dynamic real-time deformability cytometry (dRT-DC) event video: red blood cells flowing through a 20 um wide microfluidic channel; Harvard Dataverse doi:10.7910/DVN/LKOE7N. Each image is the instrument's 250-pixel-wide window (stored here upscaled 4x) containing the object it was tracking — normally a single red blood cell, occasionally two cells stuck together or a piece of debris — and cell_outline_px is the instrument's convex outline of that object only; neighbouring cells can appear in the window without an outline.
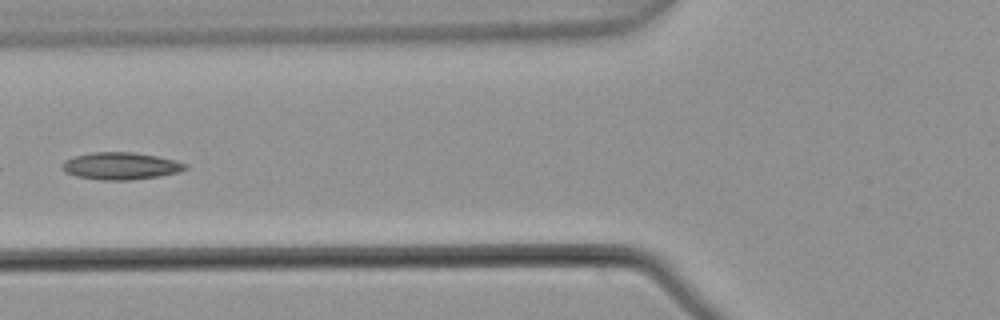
{"species": "common noctule bat (a hibernating species)", "species_latin": "Nyctalus noctula", "temperature_condition": "warm", "stored_images_in_passage": 6, "camera_frame_rate_fps": 3000, "um_per_image_px": 0.085, "animal": {"sex": "male", "body_mass_g": 21.5, "forearm_length_mm": 52.0}, "frame": {"image": 1, "passage_image": 6, "time_ms": 1.667, "image_size_px": [1000, 320], "cell_outline_px": [[188, 168], [176, 172], [160, 176], [128, 180], [100, 180], [76, 176], [64, 172], [60, 168], [60, 164], [64, 160], [76, 156], [92, 152], [132, 152], [156, 156], [176, 160], [188, 164]], "centroid_in_image_um": [10.22, 14.11], "position_along_channel_um": 115.6, "area_um2": 19.59}}